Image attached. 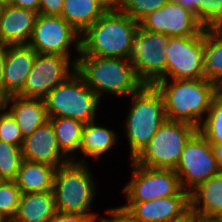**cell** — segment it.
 Returning <instances> with one entry per match:
<instances>
[{
	"instance_id": "obj_31",
	"label": "cell",
	"mask_w": 222,
	"mask_h": 222,
	"mask_svg": "<svg viewBox=\"0 0 222 222\" xmlns=\"http://www.w3.org/2000/svg\"><path fill=\"white\" fill-rule=\"evenodd\" d=\"M0 140L20 147L24 140L16 120L8 110L0 114Z\"/></svg>"
},
{
	"instance_id": "obj_13",
	"label": "cell",
	"mask_w": 222,
	"mask_h": 222,
	"mask_svg": "<svg viewBox=\"0 0 222 222\" xmlns=\"http://www.w3.org/2000/svg\"><path fill=\"white\" fill-rule=\"evenodd\" d=\"M204 30L191 37H170L165 79H203Z\"/></svg>"
},
{
	"instance_id": "obj_26",
	"label": "cell",
	"mask_w": 222,
	"mask_h": 222,
	"mask_svg": "<svg viewBox=\"0 0 222 222\" xmlns=\"http://www.w3.org/2000/svg\"><path fill=\"white\" fill-rule=\"evenodd\" d=\"M49 121L53 126L59 149L72 160L79 153L85 123L68 117L49 118Z\"/></svg>"
},
{
	"instance_id": "obj_40",
	"label": "cell",
	"mask_w": 222,
	"mask_h": 222,
	"mask_svg": "<svg viewBox=\"0 0 222 222\" xmlns=\"http://www.w3.org/2000/svg\"><path fill=\"white\" fill-rule=\"evenodd\" d=\"M171 222H200V217L190 209L181 218L172 220Z\"/></svg>"
},
{
	"instance_id": "obj_10",
	"label": "cell",
	"mask_w": 222,
	"mask_h": 222,
	"mask_svg": "<svg viewBox=\"0 0 222 222\" xmlns=\"http://www.w3.org/2000/svg\"><path fill=\"white\" fill-rule=\"evenodd\" d=\"M131 176L122 186L126 202H144L176 195L181 189L179 177L174 170L144 167L132 160Z\"/></svg>"
},
{
	"instance_id": "obj_11",
	"label": "cell",
	"mask_w": 222,
	"mask_h": 222,
	"mask_svg": "<svg viewBox=\"0 0 222 222\" xmlns=\"http://www.w3.org/2000/svg\"><path fill=\"white\" fill-rule=\"evenodd\" d=\"M180 185L189 194L200 184L220 173L211 144L197 130L185 144L174 169Z\"/></svg>"
},
{
	"instance_id": "obj_23",
	"label": "cell",
	"mask_w": 222,
	"mask_h": 222,
	"mask_svg": "<svg viewBox=\"0 0 222 222\" xmlns=\"http://www.w3.org/2000/svg\"><path fill=\"white\" fill-rule=\"evenodd\" d=\"M108 9L101 0H64L60 16L82 35Z\"/></svg>"
},
{
	"instance_id": "obj_21",
	"label": "cell",
	"mask_w": 222,
	"mask_h": 222,
	"mask_svg": "<svg viewBox=\"0 0 222 222\" xmlns=\"http://www.w3.org/2000/svg\"><path fill=\"white\" fill-rule=\"evenodd\" d=\"M190 209L200 218L222 217V172L190 193Z\"/></svg>"
},
{
	"instance_id": "obj_17",
	"label": "cell",
	"mask_w": 222,
	"mask_h": 222,
	"mask_svg": "<svg viewBox=\"0 0 222 222\" xmlns=\"http://www.w3.org/2000/svg\"><path fill=\"white\" fill-rule=\"evenodd\" d=\"M98 120L85 123L79 153L71 161L90 163L88 161L91 159L97 163L103 158L102 156H108L110 151L118 148L119 133L111 127H107L109 124L106 126L102 122V125L99 124Z\"/></svg>"
},
{
	"instance_id": "obj_22",
	"label": "cell",
	"mask_w": 222,
	"mask_h": 222,
	"mask_svg": "<svg viewBox=\"0 0 222 222\" xmlns=\"http://www.w3.org/2000/svg\"><path fill=\"white\" fill-rule=\"evenodd\" d=\"M57 213L53 191L22 193L13 222H49Z\"/></svg>"
},
{
	"instance_id": "obj_20",
	"label": "cell",
	"mask_w": 222,
	"mask_h": 222,
	"mask_svg": "<svg viewBox=\"0 0 222 222\" xmlns=\"http://www.w3.org/2000/svg\"><path fill=\"white\" fill-rule=\"evenodd\" d=\"M8 111L16 120L24 138L49 120L44 99L11 95Z\"/></svg>"
},
{
	"instance_id": "obj_41",
	"label": "cell",
	"mask_w": 222,
	"mask_h": 222,
	"mask_svg": "<svg viewBox=\"0 0 222 222\" xmlns=\"http://www.w3.org/2000/svg\"><path fill=\"white\" fill-rule=\"evenodd\" d=\"M212 149L218 163V166L222 172V143L219 144H212Z\"/></svg>"
},
{
	"instance_id": "obj_34",
	"label": "cell",
	"mask_w": 222,
	"mask_h": 222,
	"mask_svg": "<svg viewBox=\"0 0 222 222\" xmlns=\"http://www.w3.org/2000/svg\"><path fill=\"white\" fill-rule=\"evenodd\" d=\"M99 215H82L77 213L57 212L55 217L49 222H96Z\"/></svg>"
},
{
	"instance_id": "obj_7",
	"label": "cell",
	"mask_w": 222,
	"mask_h": 222,
	"mask_svg": "<svg viewBox=\"0 0 222 222\" xmlns=\"http://www.w3.org/2000/svg\"><path fill=\"white\" fill-rule=\"evenodd\" d=\"M197 130L189 123L166 119L132 161L144 167L174 170L185 144Z\"/></svg>"
},
{
	"instance_id": "obj_32",
	"label": "cell",
	"mask_w": 222,
	"mask_h": 222,
	"mask_svg": "<svg viewBox=\"0 0 222 222\" xmlns=\"http://www.w3.org/2000/svg\"><path fill=\"white\" fill-rule=\"evenodd\" d=\"M201 24L207 27H222V0L201 2Z\"/></svg>"
},
{
	"instance_id": "obj_25",
	"label": "cell",
	"mask_w": 222,
	"mask_h": 222,
	"mask_svg": "<svg viewBox=\"0 0 222 222\" xmlns=\"http://www.w3.org/2000/svg\"><path fill=\"white\" fill-rule=\"evenodd\" d=\"M204 78L217 86L222 84V27L204 29Z\"/></svg>"
},
{
	"instance_id": "obj_29",
	"label": "cell",
	"mask_w": 222,
	"mask_h": 222,
	"mask_svg": "<svg viewBox=\"0 0 222 222\" xmlns=\"http://www.w3.org/2000/svg\"><path fill=\"white\" fill-rule=\"evenodd\" d=\"M169 0H115V7L136 22L159 10Z\"/></svg>"
},
{
	"instance_id": "obj_9",
	"label": "cell",
	"mask_w": 222,
	"mask_h": 222,
	"mask_svg": "<svg viewBox=\"0 0 222 222\" xmlns=\"http://www.w3.org/2000/svg\"><path fill=\"white\" fill-rule=\"evenodd\" d=\"M28 45L37 53L72 56L77 63L81 53V35L61 16L38 14Z\"/></svg>"
},
{
	"instance_id": "obj_1",
	"label": "cell",
	"mask_w": 222,
	"mask_h": 222,
	"mask_svg": "<svg viewBox=\"0 0 222 222\" xmlns=\"http://www.w3.org/2000/svg\"><path fill=\"white\" fill-rule=\"evenodd\" d=\"M76 72L103 102L113 97L122 100L137 92L144 84L137 77L133 64L124 58L79 55Z\"/></svg>"
},
{
	"instance_id": "obj_35",
	"label": "cell",
	"mask_w": 222,
	"mask_h": 222,
	"mask_svg": "<svg viewBox=\"0 0 222 222\" xmlns=\"http://www.w3.org/2000/svg\"><path fill=\"white\" fill-rule=\"evenodd\" d=\"M64 0H39V12L43 15L60 16Z\"/></svg>"
},
{
	"instance_id": "obj_38",
	"label": "cell",
	"mask_w": 222,
	"mask_h": 222,
	"mask_svg": "<svg viewBox=\"0 0 222 222\" xmlns=\"http://www.w3.org/2000/svg\"><path fill=\"white\" fill-rule=\"evenodd\" d=\"M10 96L11 95L0 84V114L8 110Z\"/></svg>"
},
{
	"instance_id": "obj_28",
	"label": "cell",
	"mask_w": 222,
	"mask_h": 222,
	"mask_svg": "<svg viewBox=\"0 0 222 222\" xmlns=\"http://www.w3.org/2000/svg\"><path fill=\"white\" fill-rule=\"evenodd\" d=\"M22 160L20 146L0 140V180L14 181Z\"/></svg>"
},
{
	"instance_id": "obj_18",
	"label": "cell",
	"mask_w": 222,
	"mask_h": 222,
	"mask_svg": "<svg viewBox=\"0 0 222 222\" xmlns=\"http://www.w3.org/2000/svg\"><path fill=\"white\" fill-rule=\"evenodd\" d=\"M38 12L6 3L0 16V42L28 45Z\"/></svg>"
},
{
	"instance_id": "obj_6",
	"label": "cell",
	"mask_w": 222,
	"mask_h": 222,
	"mask_svg": "<svg viewBox=\"0 0 222 222\" xmlns=\"http://www.w3.org/2000/svg\"><path fill=\"white\" fill-rule=\"evenodd\" d=\"M44 102L49 118L68 117L83 123L100 119L97 115L102 101L77 72L54 87Z\"/></svg>"
},
{
	"instance_id": "obj_16",
	"label": "cell",
	"mask_w": 222,
	"mask_h": 222,
	"mask_svg": "<svg viewBox=\"0 0 222 222\" xmlns=\"http://www.w3.org/2000/svg\"><path fill=\"white\" fill-rule=\"evenodd\" d=\"M21 151L24 160L45 163L56 168L70 161L59 149L49 120L24 138Z\"/></svg>"
},
{
	"instance_id": "obj_2",
	"label": "cell",
	"mask_w": 222,
	"mask_h": 222,
	"mask_svg": "<svg viewBox=\"0 0 222 222\" xmlns=\"http://www.w3.org/2000/svg\"><path fill=\"white\" fill-rule=\"evenodd\" d=\"M161 93L168 120L200 127L218 87L203 79H163L154 84Z\"/></svg>"
},
{
	"instance_id": "obj_4",
	"label": "cell",
	"mask_w": 222,
	"mask_h": 222,
	"mask_svg": "<svg viewBox=\"0 0 222 222\" xmlns=\"http://www.w3.org/2000/svg\"><path fill=\"white\" fill-rule=\"evenodd\" d=\"M139 23L116 7L108 9L81 35L80 55L127 59Z\"/></svg>"
},
{
	"instance_id": "obj_15",
	"label": "cell",
	"mask_w": 222,
	"mask_h": 222,
	"mask_svg": "<svg viewBox=\"0 0 222 222\" xmlns=\"http://www.w3.org/2000/svg\"><path fill=\"white\" fill-rule=\"evenodd\" d=\"M137 222H171L190 210V194L181 189L176 195L120 205Z\"/></svg>"
},
{
	"instance_id": "obj_45",
	"label": "cell",
	"mask_w": 222,
	"mask_h": 222,
	"mask_svg": "<svg viewBox=\"0 0 222 222\" xmlns=\"http://www.w3.org/2000/svg\"><path fill=\"white\" fill-rule=\"evenodd\" d=\"M5 4H6V1H0V16H1V12Z\"/></svg>"
},
{
	"instance_id": "obj_42",
	"label": "cell",
	"mask_w": 222,
	"mask_h": 222,
	"mask_svg": "<svg viewBox=\"0 0 222 222\" xmlns=\"http://www.w3.org/2000/svg\"><path fill=\"white\" fill-rule=\"evenodd\" d=\"M200 222H222V217H220V218H200Z\"/></svg>"
},
{
	"instance_id": "obj_5",
	"label": "cell",
	"mask_w": 222,
	"mask_h": 222,
	"mask_svg": "<svg viewBox=\"0 0 222 222\" xmlns=\"http://www.w3.org/2000/svg\"><path fill=\"white\" fill-rule=\"evenodd\" d=\"M98 179L89 163L69 161L56 169L53 193L57 212L99 215L93 210L98 196Z\"/></svg>"
},
{
	"instance_id": "obj_44",
	"label": "cell",
	"mask_w": 222,
	"mask_h": 222,
	"mask_svg": "<svg viewBox=\"0 0 222 222\" xmlns=\"http://www.w3.org/2000/svg\"><path fill=\"white\" fill-rule=\"evenodd\" d=\"M9 219L6 218L2 213H0V222H8Z\"/></svg>"
},
{
	"instance_id": "obj_12",
	"label": "cell",
	"mask_w": 222,
	"mask_h": 222,
	"mask_svg": "<svg viewBox=\"0 0 222 222\" xmlns=\"http://www.w3.org/2000/svg\"><path fill=\"white\" fill-rule=\"evenodd\" d=\"M75 72L76 63L72 58L37 53L25 85L17 95L44 99L54 87L65 82Z\"/></svg>"
},
{
	"instance_id": "obj_43",
	"label": "cell",
	"mask_w": 222,
	"mask_h": 222,
	"mask_svg": "<svg viewBox=\"0 0 222 222\" xmlns=\"http://www.w3.org/2000/svg\"><path fill=\"white\" fill-rule=\"evenodd\" d=\"M109 9L115 7V0H101Z\"/></svg>"
},
{
	"instance_id": "obj_19",
	"label": "cell",
	"mask_w": 222,
	"mask_h": 222,
	"mask_svg": "<svg viewBox=\"0 0 222 222\" xmlns=\"http://www.w3.org/2000/svg\"><path fill=\"white\" fill-rule=\"evenodd\" d=\"M37 52L29 45H8L2 86L10 95H17L24 87Z\"/></svg>"
},
{
	"instance_id": "obj_24",
	"label": "cell",
	"mask_w": 222,
	"mask_h": 222,
	"mask_svg": "<svg viewBox=\"0 0 222 222\" xmlns=\"http://www.w3.org/2000/svg\"><path fill=\"white\" fill-rule=\"evenodd\" d=\"M56 169V167L45 163L23 159L14 181L21 193L53 191Z\"/></svg>"
},
{
	"instance_id": "obj_33",
	"label": "cell",
	"mask_w": 222,
	"mask_h": 222,
	"mask_svg": "<svg viewBox=\"0 0 222 222\" xmlns=\"http://www.w3.org/2000/svg\"><path fill=\"white\" fill-rule=\"evenodd\" d=\"M106 215H101L96 218V222H137L125 209L120 205L105 209Z\"/></svg>"
},
{
	"instance_id": "obj_8",
	"label": "cell",
	"mask_w": 222,
	"mask_h": 222,
	"mask_svg": "<svg viewBox=\"0 0 222 222\" xmlns=\"http://www.w3.org/2000/svg\"><path fill=\"white\" fill-rule=\"evenodd\" d=\"M170 36L151 32L140 26L133 36L127 59L144 85H154L166 78V47Z\"/></svg>"
},
{
	"instance_id": "obj_36",
	"label": "cell",
	"mask_w": 222,
	"mask_h": 222,
	"mask_svg": "<svg viewBox=\"0 0 222 222\" xmlns=\"http://www.w3.org/2000/svg\"><path fill=\"white\" fill-rule=\"evenodd\" d=\"M180 3L185 9L190 10L195 13L198 21L201 23V2L203 0H176Z\"/></svg>"
},
{
	"instance_id": "obj_30",
	"label": "cell",
	"mask_w": 222,
	"mask_h": 222,
	"mask_svg": "<svg viewBox=\"0 0 222 222\" xmlns=\"http://www.w3.org/2000/svg\"><path fill=\"white\" fill-rule=\"evenodd\" d=\"M21 194L15 181L0 180V213L9 220L16 214Z\"/></svg>"
},
{
	"instance_id": "obj_14",
	"label": "cell",
	"mask_w": 222,
	"mask_h": 222,
	"mask_svg": "<svg viewBox=\"0 0 222 222\" xmlns=\"http://www.w3.org/2000/svg\"><path fill=\"white\" fill-rule=\"evenodd\" d=\"M139 26L170 37H191L205 29L195 13L185 9L176 0H169L159 10L148 14L139 22Z\"/></svg>"
},
{
	"instance_id": "obj_39",
	"label": "cell",
	"mask_w": 222,
	"mask_h": 222,
	"mask_svg": "<svg viewBox=\"0 0 222 222\" xmlns=\"http://www.w3.org/2000/svg\"><path fill=\"white\" fill-rule=\"evenodd\" d=\"M7 46L0 42V84L2 85V79L4 74V65L6 61V53H7Z\"/></svg>"
},
{
	"instance_id": "obj_27",
	"label": "cell",
	"mask_w": 222,
	"mask_h": 222,
	"mask_svg": "<svg viewBox=\"0 0 222 222\" xmlns=\"http://www.w3.org/2000/svg\"><path fill=\"white\" fill-rule=\"evenodd\" d=\"M198 131L212 144L222 143V89L218 86L205 119Z\"/></svg>"
},
{
	"instance_id": "obj_3",
	"label": "cell",
	"mask_w": 222,
	"mask_h": 222,
	"mask_svg": "<svg viewBox=\"0 0 222 222\" xmlns=\"http://www.w3.org/2000/svg\"><path fill=\"white\" fill-rule=\"evenodd\" d=\"M123 125L129 157L133 160L150 142L159 127L166 121L161 93L154 85H143L128 97Z\"/></svg>"
},
{
	"instance_id": "obj_37",
	"label": "cell",
	"mask_w": 222,
	"mask_h": 222,
	"mask_svg": "<svg viewBox=\"0 0 222 222\" xmlns=\"http://www.w3.org/2000/svg\"><path fill=\"white\" fill-rule=\"evenodd\" d=\"M6 3L39 12V0H6Z\"/></svg>"
}]
</instances>
